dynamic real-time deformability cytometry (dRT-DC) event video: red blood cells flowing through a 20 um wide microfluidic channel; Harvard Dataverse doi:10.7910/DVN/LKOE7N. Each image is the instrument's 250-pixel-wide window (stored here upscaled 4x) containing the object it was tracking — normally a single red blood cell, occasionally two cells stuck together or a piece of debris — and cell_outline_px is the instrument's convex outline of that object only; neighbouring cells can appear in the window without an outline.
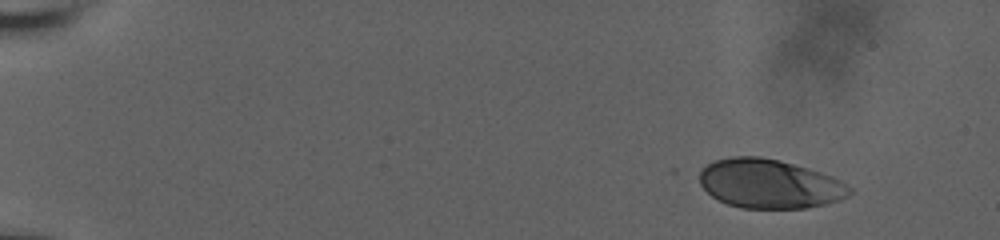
{"species": "human", "species_latin": "Homo sapiens", "temperature_condition": "room temperature", "stored_images_in_passage": 49, "camera_frame_rate_fps": 3000, "um_per_image_px": 0.085, "donor": {"sex": "male"}, "frame": {"image": 1, "passage_image": 1, "time_ms": 0.0, "image_size_px": [1000, 240], "cell_outline_px": [[852, 192], [848, 196], [840, 200], [808, 208], [740, 208], [728, 204], [712, 196], [700, 184], [700, 168], [716, 160], [732, 156], [760, 156], [780, 160], [808, 168], [832, 176], [840, 180], [852, 188]], "centroid_in_image_um": [65.42, 15.62], "position_along_channel_um": 19.6, "area_um2": 43.0}}
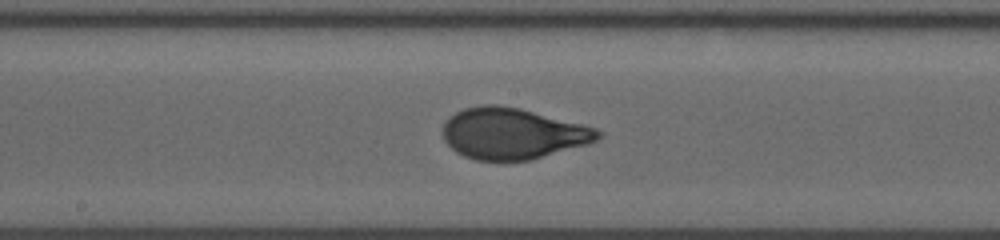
{"frame": {"image": 2, "passage_image": 28, "time_ms": 9.0, "image_size_px": [1000, 240], "cell_outline_px": [[604, 132], [596, 140], [588, 144], [532, 160], [476, 160], [464, 156], [456, 152], [444, 140], [440, 132], [448, 116], [464, 108], [484, 104], [496, 104], [520, 108], [584, 124], [596, 128]], "centroid_in_image_um": [43.56, 11.34], "position_along_channel_um": 204.6, "area_um2": 46.59}}
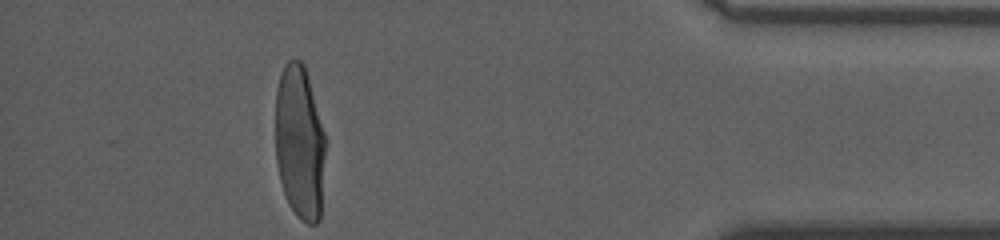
{"frame": {"image": 3, "passage_image": 48, "time_ms": 15.667, "image_size_px": [1000, 240], "cell_outline_px": [[328, 140], [320, 220], [316, 224], [308, 224], [300, 220], [296, 216], [288, 204], [284, 196], [280, 180], [276, 160], [276, 88], [284, 64], [292, 56], [300, 60], [304, 64]], "centroid_in_image_um": [25.51, 12.14], "position_along_channel_um": 409.7, "area_um2": 46.47}, "authors_computed_cell_mechanics": {"area_um2": 45.1996, "velocity_mm_per_s": 3.6901, "shape_relaxation_time_tau1_ms": 3.9456, "shape_relaxation_time_tau2_ms": null, "deformation_change_tau1": 0.1988, "deformation_change_tau2": null}}